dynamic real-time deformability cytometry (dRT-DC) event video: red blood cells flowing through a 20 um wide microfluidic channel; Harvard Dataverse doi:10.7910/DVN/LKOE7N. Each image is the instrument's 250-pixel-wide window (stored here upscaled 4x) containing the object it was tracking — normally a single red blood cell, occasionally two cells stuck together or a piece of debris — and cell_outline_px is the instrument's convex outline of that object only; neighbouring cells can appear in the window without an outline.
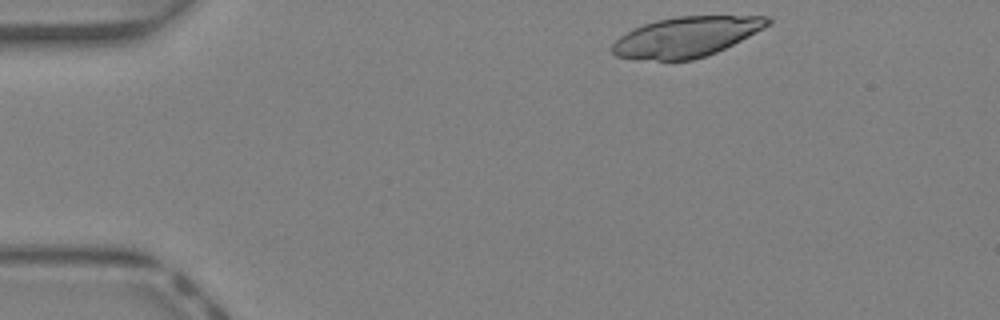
{"species": "Egyptian fruit bat (a non-hibernating species)", "species_latin": "Rousettus aegyptiacus", "temperature_condition": "warm", "stored_images_in_passage": 8, "camera_frame_rate_fps": 3000, "um_per_image_px": 0.085, "animal": {"sex": "female"}, "frame": {"image": 1, "passage_image": 1, "time_ms": 0.0, "image_size_px": [1000, 320], "cell_outline_px": [[772, 24], [716, 52], [692, 60], [656, 60], [616, 56], [612, 52], [612, 44], [620, 36], [644, 24], [656, 20], [676, 16], [768, 16], [772, 20]], "centroid_in_image_um": [58.36, 3.12], "position_along_channel_um": 26.6, "area_um2": 35.84}}